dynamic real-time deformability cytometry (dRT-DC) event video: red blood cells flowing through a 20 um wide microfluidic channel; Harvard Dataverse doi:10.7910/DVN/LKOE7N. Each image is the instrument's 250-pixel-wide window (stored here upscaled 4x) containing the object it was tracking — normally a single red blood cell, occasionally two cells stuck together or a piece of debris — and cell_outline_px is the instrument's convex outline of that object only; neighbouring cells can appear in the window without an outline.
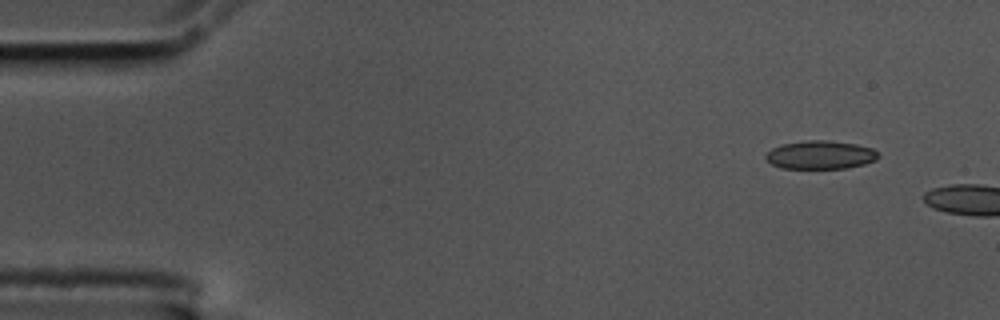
{"species": "common noctule bat (a hibernating species)", "species_latin": "Nyctalus noctula", "temperature_condition": "cold", "stored_images_in_passage": 2, "camera_frame_rate_fps": 3000, "um_per_image_px": 0.085, "animal": {"sex": "male", "body_mass_g": 17.5, "forearm_length_mm": 52.3}, "frame": {"image": 1, "passage_image": 1, "time_ms": 0.0, "image_size_px": [1000, 320], "cell_outline_px": [[880, 156], [876, 160], [864, 164], [848, 168], [784, 168], [772, 164], [764, 156], [772, 148], [784, 144], [804, 140], [828, 140], [856, 144], [872, 148]], "centroid_in_image_um": [69.76, 13.16], "position_along_channel_um": 15.2, "area_um2": 18.5}}